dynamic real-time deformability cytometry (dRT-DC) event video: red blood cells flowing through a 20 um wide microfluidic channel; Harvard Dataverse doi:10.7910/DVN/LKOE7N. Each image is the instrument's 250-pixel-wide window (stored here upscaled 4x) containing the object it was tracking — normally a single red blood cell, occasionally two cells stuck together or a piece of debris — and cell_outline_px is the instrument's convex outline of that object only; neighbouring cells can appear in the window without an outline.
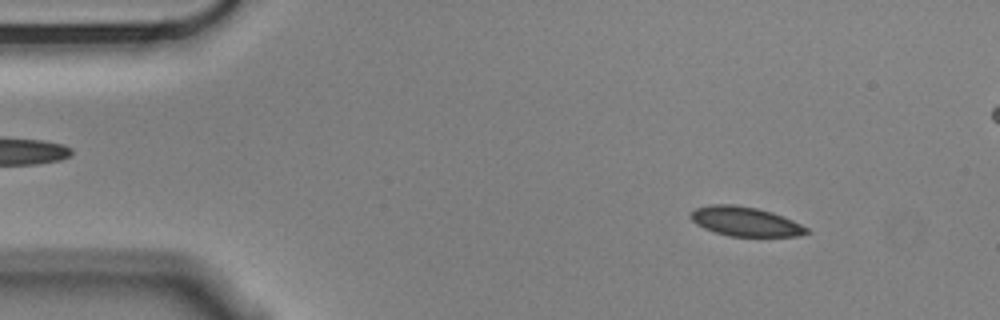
{"species": "Egyptian fruit bat (a non-hibernating species)", "species_latin": "Rousettus aegyptiacus", "temperature_condition": "cold", "stored_images_in_passage": 56, "camera_frame_rate_fps": 3000, "um_per_image_px": 0.085, "animal": {"sex": "male"}, "frame": {"image": 1, "passage_image": 6, "time_ms": 1.667, "image_size_px": [1000, 320], "cell_outline_px": [[808, 232], [796, 236], [728, 236], [704, 228], [696, 224], [688, 216], [696, 208], [712, 204], [736, 204], [756, 208], [772, 212], [792, 220], [808, 228]], "centroid_in_image_um": [63.31, 18.82], "position_along_channel_um": 21.7, "area_um2": 19.65}}
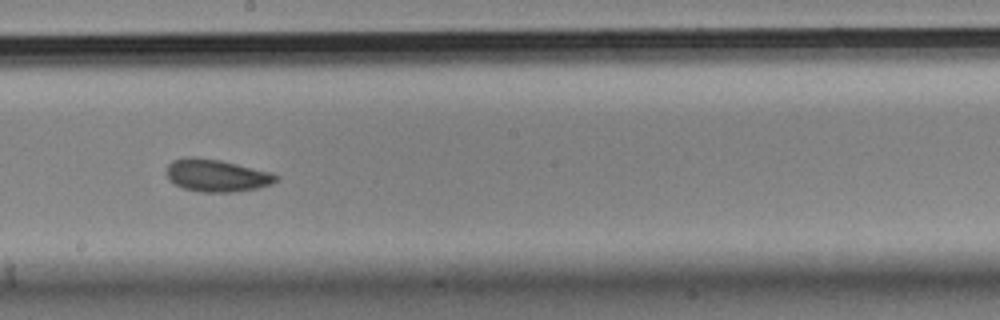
{"frame": {"image": 2, "passage_image": 30, "time_ms": 9.667, "image_size_px": [1000, 320], "cell_outline_px": [[280, 176], [272, 184], [256, 188], [232, 192], [200, 192], [184, 188], [168, 180], [168, 164], [172, 160], [192, 156], [220, 160], [272, 172]], "centroid_in_image_um": [18.43, 14.91], "position_along_channel_um": 229.8, "area_um2": 20.58}}
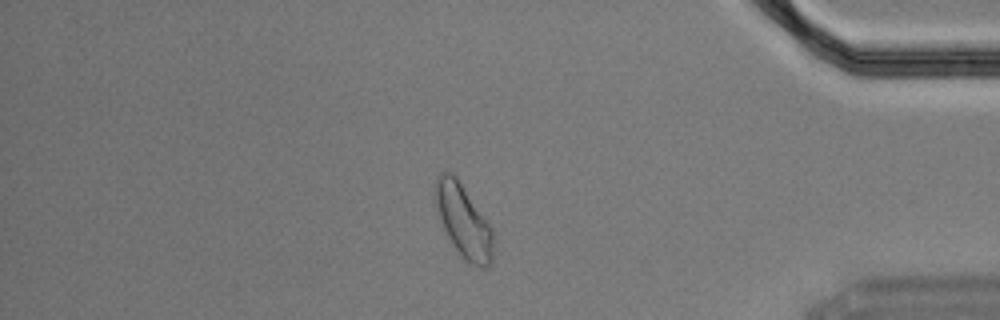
{"frame": {"image": 3, "passage_image": 47, "time_ms": 15.333, "image_size_px": [1000, 320], "cell_outline_px": [[492, 260], [488, 268], [480, 268], [468, 264], [460, 256], [448, 236], [444, 228], [432, 196], [432, 192], [436, 176], [440, 172], [452, 172], [456, 176], [492, 228]], "centroid_in_image_um": [39.36, 18.77], "position_along_channel_um": 395.8, "area_um2": 24.8}, "authors_computed_cell_mechanics": {"area_um2": 20.4323, "velocity_mm_per_s": 3.5137, "shape_relaxation_time_tau1_ms": 6.5687, "shape_relaxation_time_tau2_ms": 4.0236, "deformation_change_tau1": 0.1083, "deformation_change_tau2": 0.0732}}